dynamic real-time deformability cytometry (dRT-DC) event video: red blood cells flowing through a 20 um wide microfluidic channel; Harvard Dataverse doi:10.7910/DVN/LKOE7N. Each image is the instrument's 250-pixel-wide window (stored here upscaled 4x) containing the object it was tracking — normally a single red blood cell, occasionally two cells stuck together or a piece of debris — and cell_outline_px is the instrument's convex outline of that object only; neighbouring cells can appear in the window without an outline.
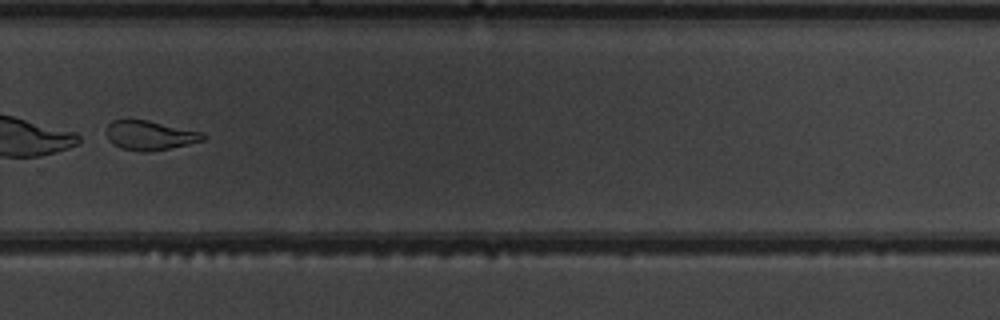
{"species": "common noctule bat (a hibernating species)", "species_latin": "Nyctalus noctula", "temperature_condition": "warm", "stored_images_in_passage": 48, "camera_frame_rate_fps": 3000, "um_per_image_px": 0.085, "animal": {"sex": "male", "body_mass_g": 19.5, "forearm_length_mm": 54.6}, "frame": {"image": 1, "passage_image": 35, "time_ms": 11.333, "image_size_px": [1000, 320], "cell_outline_px": [[208, 136], [204, 140], [188, 144], [168, 148], [144, 152], [140, 152], [120, 148], [108, 140], [104, 132], [108, 124], [112, 120], [148, 120], [204, 132]], "centroid_in_image_um": [12.73, 11.5], "position_along_channel_um": 317.1, "area_um2": 16.7}}